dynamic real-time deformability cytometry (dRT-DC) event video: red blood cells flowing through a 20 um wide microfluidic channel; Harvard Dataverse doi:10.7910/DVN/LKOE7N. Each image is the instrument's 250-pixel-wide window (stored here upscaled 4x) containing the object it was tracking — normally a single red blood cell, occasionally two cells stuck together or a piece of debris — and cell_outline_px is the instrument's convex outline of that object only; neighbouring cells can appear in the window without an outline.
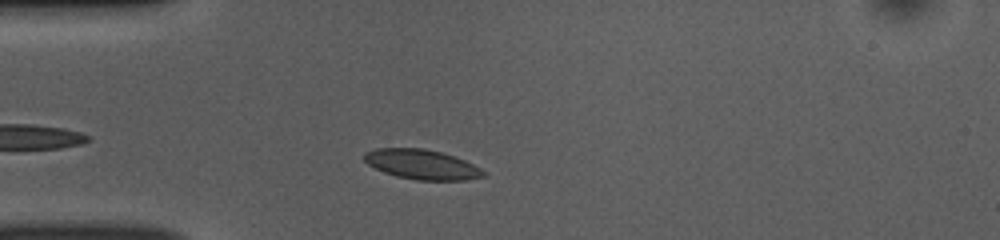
{"species": "common noctule bat (a hibernating species)", "species_latin": "Nyctalus noctula", "temperature_condition": "room temperature", "stored_images_in_passage": 34, "camera_frame_rate_fps": 3000, "um_per_image_px": 0.085, "animal": {"sex": "female", "body_mass_g": 10.0, "forearm_length_mm": 53.1}, "frame": {"image": 1, "passage_image": 5, "time_ms": 1.333, "image_size_px": [1000, 240], "cell_outline_px": [[484, 176], [464, 180], [416, 180], [396, 176], [384, 172], [368, 164], [364, 160], [364, 152], [376, 148], [424, 148], [456, 156], [480, 168], [484, 172]], "centroid_in_image_um": [35.83, 13.97], "position_along_channel_um": 49.2, "area_um2": 20.58}}
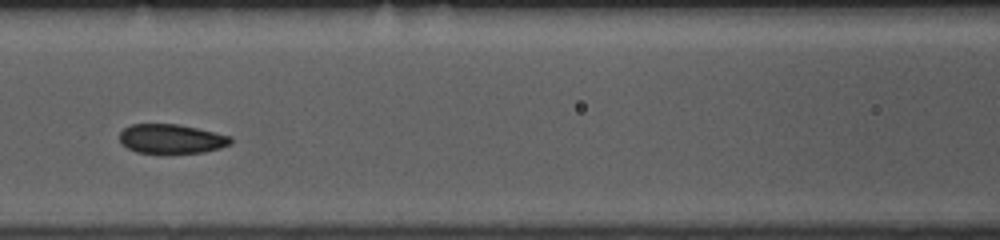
{"frame": {"image": 2, "passage_image": 14, "time_ms": 4.333, "image_size_px": [1000, 240], "cell_outline_px": [[232, 144], [220, 148], [204, 152], [136, 152], [128, 148], [120, 140], [120, 132], [124, 128], [132, 124], [180, 124], [232, 136]], "centroid_in_image_um": [14.61, 11.78], "position_along_channel_um": 152.0, "area_um2": 18.79}}
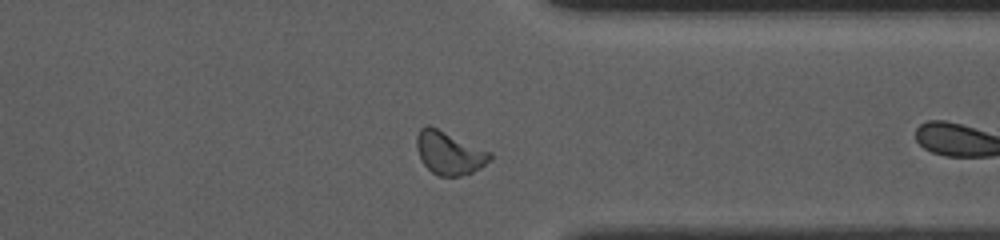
{"frame": {"image": 3, "passage_image": 28, "time_ms": 9.0, "image_size_px": [1000, 240], "cell_outline_px": [[492, 160], [480, 168], [472, 172], [460, 176], [436, 176], [420, 160], [416, 148], [416, 136], [420, 128], [424, 124], [428, 124], [492, 152]], "centroid_in_image_um": [38.17, 12.99], "position_along_channel_um": 373.2, "area_um2": 18.67}}